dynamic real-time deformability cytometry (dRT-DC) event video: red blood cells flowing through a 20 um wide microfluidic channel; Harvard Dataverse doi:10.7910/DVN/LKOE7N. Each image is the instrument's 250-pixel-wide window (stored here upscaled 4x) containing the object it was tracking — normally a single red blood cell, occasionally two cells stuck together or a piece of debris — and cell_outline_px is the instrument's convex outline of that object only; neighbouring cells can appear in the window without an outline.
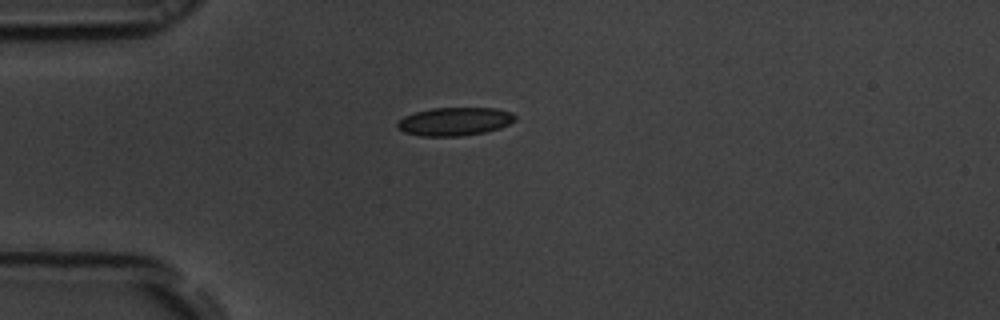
{"species": "common noctule bat (a hibernating species)", "species_latin": "Nyctalus noctula", "temperature_condition": "room temperature", "stored_images_in_passage": 36, "camera_frame_rate_fps": 3000, "um_per_image_px": 0.085, "animal": {"sex": "male", "body_mass_g": 19.5, "forearm_length_mm": 54.6}, "frame": {"image": 1, "passage_image": 1, "time_ms": 0.0, "image_size_px": [1000, 320], "cell_outline_px": [[516, 120], [500, 128], [484, 132], [460, 136], [420, 136], [404, 132], [396, 128], [396, 124], [404, 116], [416, 112], [432, 108], [496, 108], [512, 112], [516, 116]], "centroid_in_image_um": [38.65, 10.32], "position_along_channel_um": 46.4, "area_um2": 19.42}}
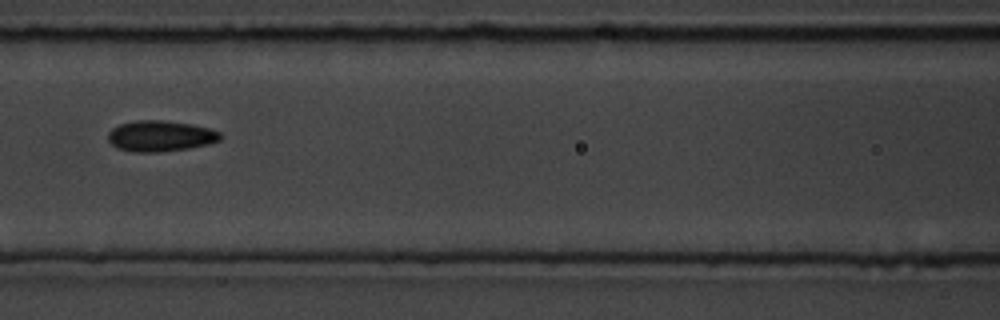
{"frame": {"image": 2, "passage_image": 11, "time_ms": 3.333, "image_size_px": [1000, 320], "cell_outline_px": [[224, 136], [220, 140], [208, 144], [188, 148], [160, 152], [132, 152], [116, 148], [108, 140], [108, 132], [112, 128], [120, 124], [136, 120], [160, 120], [192, 124], [208, 128], [220, 132]], "centroid_in_image_um": [13.63, 11.56], "position_along_channel_um": 153.0, "area_um2": 20.29}}
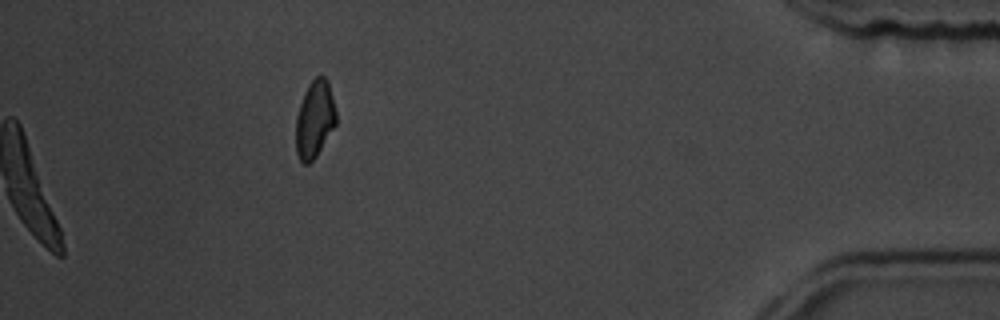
{"frame": {"image": 3, "passage_image": 36, "time_ms": 11.667, "image_size_px": [1000, 320], "cell_outline_px": [[336, 124], [316, 156], [308, 164], [304, 164], [300, 160], [296, 152], [296, 116], [304, 92], [308, 84], [316, 76], [324, 76], [328, 80], [336, 112]], "centroid_in_image_um": [26.74, 10.12], "position_along_channel_um": 408.5, "area_um2": 18.03}, "authors_computed_cell_mechanics": {"area_um2": 19.8543, "velocity_mm_per_s": 3.7202, "shape_relaxation_time_tau1_ms": 2.0065, "shape_relaxation_time_tau2_ms": 3.9929, "deformation_change_tau1": 0.0983, "deformation_change_tau2": 0.1105}}